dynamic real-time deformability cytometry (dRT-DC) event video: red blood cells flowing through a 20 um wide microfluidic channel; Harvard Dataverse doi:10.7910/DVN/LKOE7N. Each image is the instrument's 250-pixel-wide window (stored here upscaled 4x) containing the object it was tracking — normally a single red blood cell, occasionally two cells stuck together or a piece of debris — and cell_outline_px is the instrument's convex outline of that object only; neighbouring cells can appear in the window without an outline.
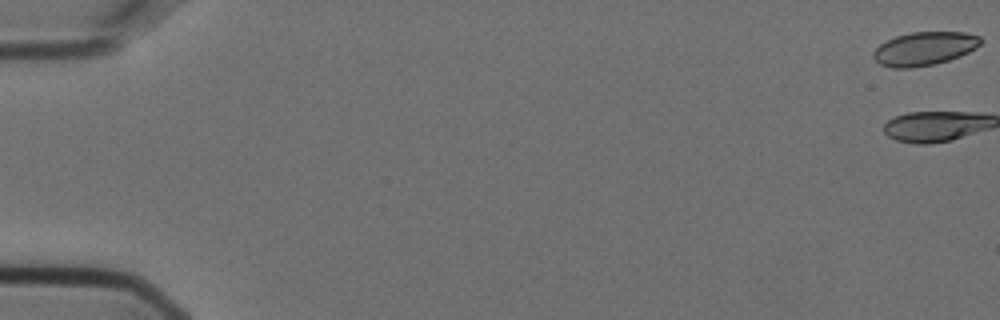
{"species": "Egyptian fruit bat (a non-hibernating species)", "species_latin": "Rousettus aegyptiacus", "temperature_condition": "cold", "stored_images_in_passage": 6, "camera_frame_rate_fps": 3000, "um_per_image_px": 0.085, "animal": {"sex": "female"}, "frame": {"image": 1, "passage_image": 1, "time_ms": 0.0, "image_size_px": [1000, 320], "cell_outline_px": [[984, 40], [976, 48], [960, 56], [936, 64], [912, 68], [892, 68], [880, 64], [872, 56], [872, 52], [880, 44], [896, 36], [912, 32], [964, 32], [980, 36]], "centroid_in_image_um": [78.58, 4.14], "position_along_channel_um": 6.4, "area_um2": 21.04}}